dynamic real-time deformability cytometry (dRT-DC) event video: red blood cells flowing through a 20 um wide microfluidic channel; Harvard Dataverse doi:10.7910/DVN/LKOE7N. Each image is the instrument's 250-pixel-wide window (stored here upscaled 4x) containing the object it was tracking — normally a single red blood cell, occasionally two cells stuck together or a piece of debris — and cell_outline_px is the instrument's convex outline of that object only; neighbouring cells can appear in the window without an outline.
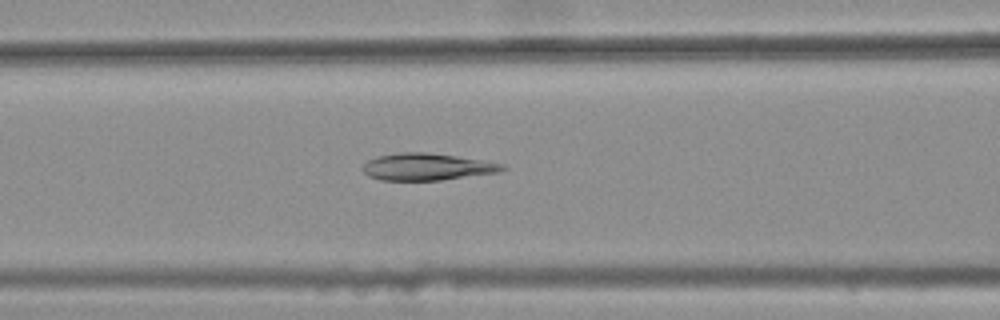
{"species": "common noctule bat (a hibernating species)", "species_latin": "Nyctalus noctula", "temperature_condition": "warm", "stored_images_in_passage": 32, "camera_frame_rate_fps": 3000, "um_per_image_px": 0.085, "animal": {"sex": "female", "body_mass_g": 25.1}, "frame": {"image": 1, "passage_image": 6, "time_ms": 1.667, "image_size_px": [1000, 320], "cell_outline_px": [[508, 168], [500, 172], [440, 180], [380, 180], [368, 176], [364, 172], [364, 164], [368, 160], [376, 156], [400, 152], [428, 152], [484, 160], [504, 164]], "centroid_in_image_um": [36.32, 14.17], "position_along_channel_um": 130.3, "area_um2": 22.02}}
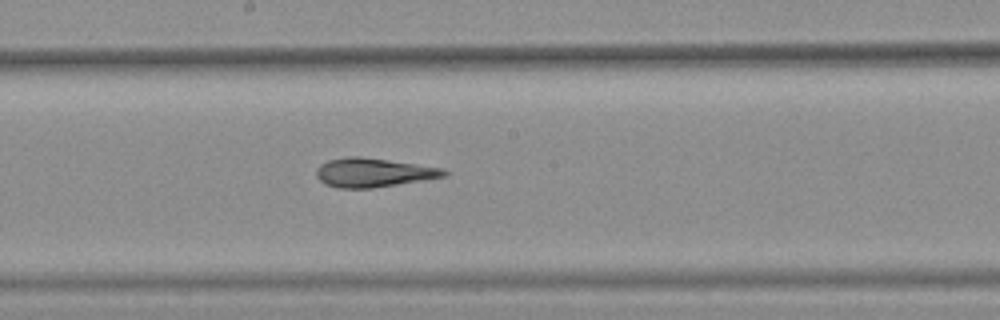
{"frame": {"image": 2, "passage_image": 13, "time_ms": 4.0, "image_size_px": [1000, 320], "cell_outline_px": [[448, 176], [372, 188], [336, 188], [324, 184], [316, 176], [316, 168], [320, 164], [328, 160], [348, 156], [360, 156], [444, 168], [448, 172]], "centroid_in_image_um": [31.71, 14.67], "position_along_channel_um": 216.5, "area_um2": 21.62}}
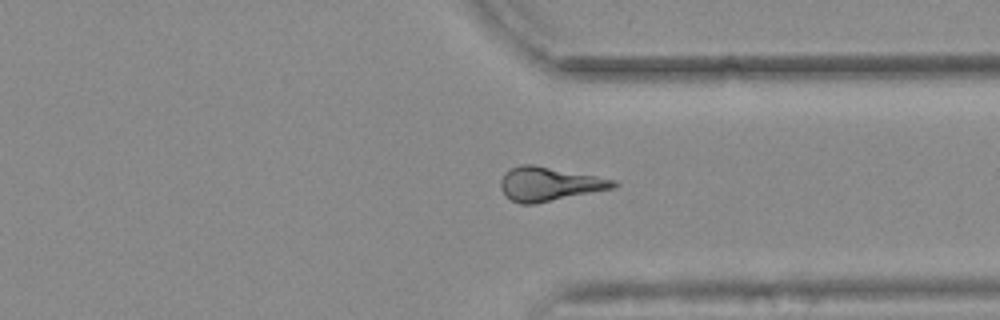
{"frame": {"image": 3, "passage_image": 25, "time_ms": 8.0, "image_size_px": [1000, 320], "cell_outline_px": [[620, 184], [616, 188], [536, 204], [520, 204], [512, 200], [500, 188], [500, 180], [504, 172], [520, 164], [532, 164], [596, 176], [616, 180]], "centroid_in_image_um": [46.71, 15.64], "position_along_channel_um": 364.7, "area_um2": 22.43}, "authors_computed_cell_mechanics": {"area_um2": 21.2415, "velocity_mm_per_s": 3.7021, "shape_relaxation_time_tau1_ms": null, "shape_relaxation_time_tau2_ms": 4.8472, "deformation_change_tau1": null, "deformation_change_tau2": 0.1224}}